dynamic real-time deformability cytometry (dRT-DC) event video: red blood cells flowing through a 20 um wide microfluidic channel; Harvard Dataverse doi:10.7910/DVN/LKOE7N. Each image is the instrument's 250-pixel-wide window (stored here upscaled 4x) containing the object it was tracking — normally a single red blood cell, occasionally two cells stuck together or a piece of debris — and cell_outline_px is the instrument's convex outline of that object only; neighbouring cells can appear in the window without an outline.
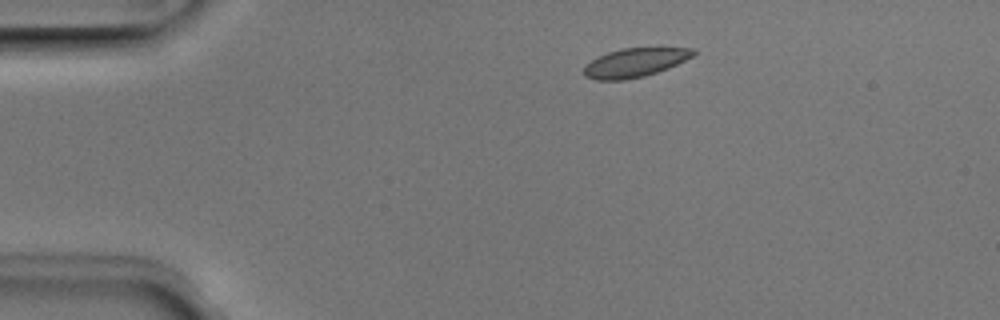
{"species": "Egyptian fruit bat (a non-hibernating species)", "species_latin": "Rousettus aegyptiacus", "temperature_condition": "room temperature", "stored_images_in_passage": 43, "camera_frame_rate_fps": 3000, "um_per_image_px": 0.085, "animal": {"sex": "male"}, "frame": {"image": 1, "passage_image": 1, "time_ms": 0.0, "image_size_px": [1000, 320], "cell_outline_px": [[696, 52], [692, 56], [668, 68], [644, 76], [624, 80], [596, 80], [584, 76], [584, 68], [596, 56], [608, 52], [624, 48], [696, 48]], "centroid_in_image_um": [53.95, 5.32], "position_along_channel_um": 31.1, "area_um2": 18.21}}
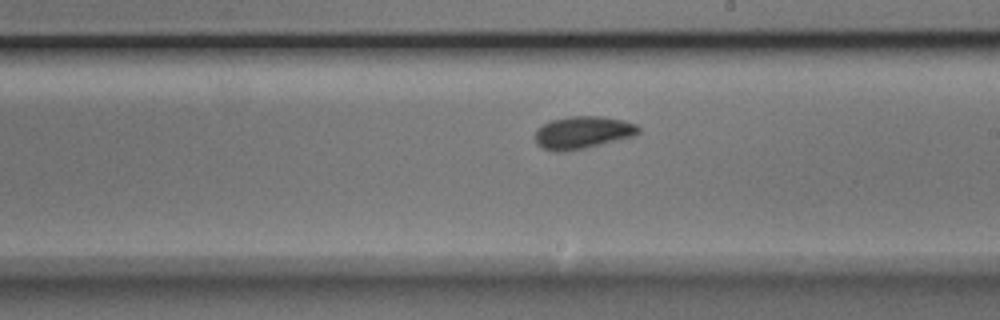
{"frame": {"image": 2, "passage_image": 21, "time_ms": 6.667, "image_size_px": [1000, 320], "cell_outline_px": [[640, 132], [636, 136], [584, 148], [564, 152], [556, 152], [544, 148], [536, 144], [532, 136], [536, 128], [552, 120], [568, 116], [600, 116], [624, 120], [636, 124], [640, 128]], "centroid_in_image_um": [49.5, 11.26], "position_along_channel_um": 239.5, "area_um2": 19.88}}
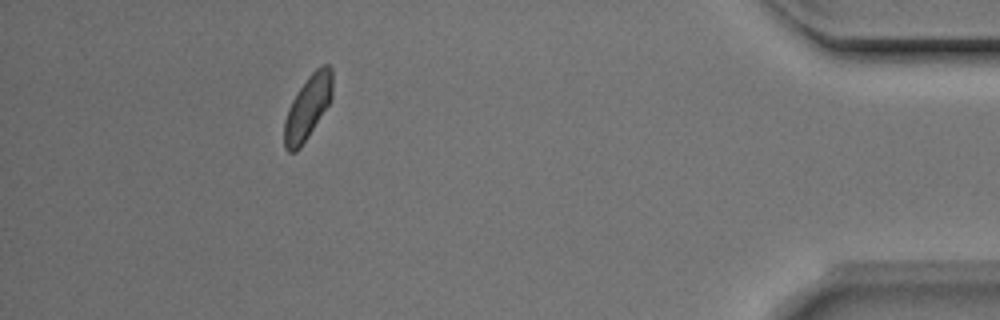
{"frame": {"image": 3, "passage_image": 38, "time_ms": 12.333, "image_size_px": [1000, 320], "cell_outline_px": [[332, 96], [328, 104], [308, 136], [300, 148], [296, 152], [288, 152], [284, 148], [284, 120], [288, 108], [292, 100], [308, 76], [316, 68], [324, 64], [328, 64], [332, 68]], "centroid_in_image_um": [26.14, 9.13], "position_along_channel_um": 409.1, "area_um2": 17.69}, "authors_computed_cell_mechanics": {"area_um2": 18.496, "velocity_mm_per_s": 3.9313, "shape_relaxation_time_tau1_ms": 2.1944, "shape_relaxation_time_tau2_ms": null, "deformation_change_tau1": 0.0995, "deformation_change_tau2": null}}